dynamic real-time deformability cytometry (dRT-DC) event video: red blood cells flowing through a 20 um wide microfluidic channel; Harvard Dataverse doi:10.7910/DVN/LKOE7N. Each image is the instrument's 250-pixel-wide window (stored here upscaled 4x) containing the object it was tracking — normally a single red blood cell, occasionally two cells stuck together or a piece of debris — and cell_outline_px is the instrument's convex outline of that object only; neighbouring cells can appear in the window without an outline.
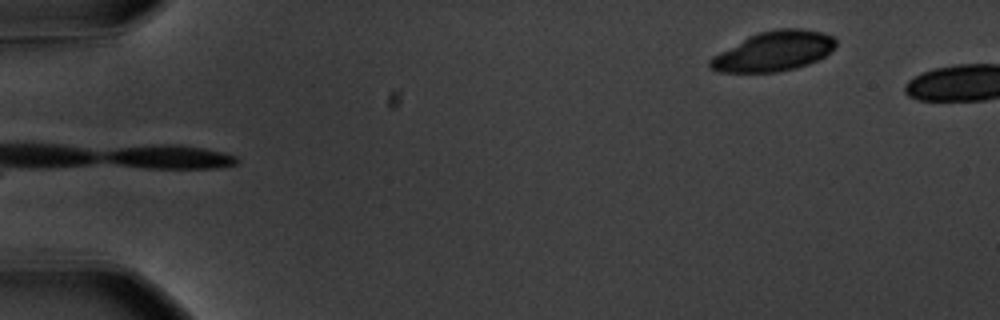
{"species": "common noctule bat (a hibernating species)", "species_latin": "Nyctalus noctula", "temperature_condition": "warm", "stored_images_in_passage": 4, "camera_frame_rate_fps": 3000, "um_per_image_px": 0.085, "animal": {"sex": "male", "body_mass_g": 20.1, "forearm_length_mm": 53.5}, "frame": {"image": 1, "passage_image": 1, "time_ms": 0.0, "image_size_px": [1000, 320], "cell_outline_px": [[836, 44], [824, 56], [808, 64], [796, 68], [776, 72], [716, 72], [708, 68], [708, 60], [712, 56], [748, 36], [760, 32], [780, 28], [800, 28], [820, 32], [832, 36], [836, 40]], "centroid_in_image_um": [65.71, 4.36], "position_along_channel_um": 19.3, "area_um2": 29.02}}